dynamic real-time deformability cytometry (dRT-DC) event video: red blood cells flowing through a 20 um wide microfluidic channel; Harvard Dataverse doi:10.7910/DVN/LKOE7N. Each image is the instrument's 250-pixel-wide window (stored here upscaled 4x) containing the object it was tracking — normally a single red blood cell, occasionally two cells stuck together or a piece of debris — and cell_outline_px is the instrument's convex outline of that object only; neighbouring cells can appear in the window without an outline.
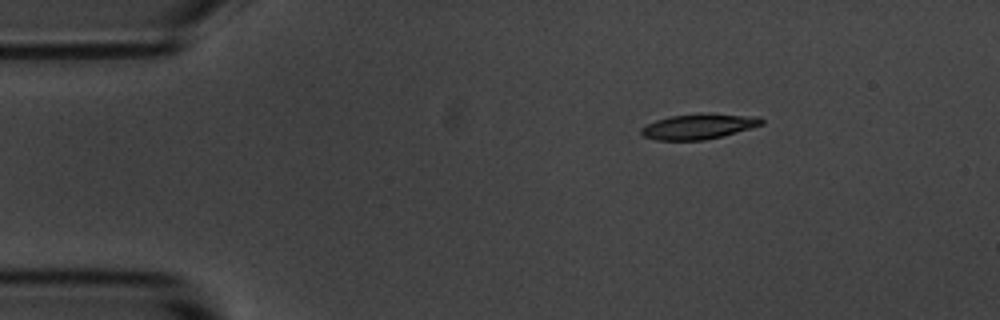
{"species": "common noctule bat (a hibernating species)", "species_latin": "Nyctalus noctula", "temperature_condition": "room temperature", "stored_images_in_passage": 2, "camera_frame_rate_fps": 3000, "um_per_image_px": 0.085, "animal": {"sex": "male", "body_mass_g": 20.1, "forearm_length_mm": 53.5}, "frame": {"image": 1, "passage_image": 1, "time_ms": 0.0, "image_size_px": [1000, 320], "cell_outline_px": [[764, 124], [720, 136], [704, 140], [656, 140], [644, 136], [640, 132], [640, 128], [656, 120], [672, 116], [700, 112], [708, 112], [760, 116], [764, 120]], "centroid_in_image_um": [59.41, 10.72], "position_along_channel_um": 25.6, "area_um2": 17.92}}